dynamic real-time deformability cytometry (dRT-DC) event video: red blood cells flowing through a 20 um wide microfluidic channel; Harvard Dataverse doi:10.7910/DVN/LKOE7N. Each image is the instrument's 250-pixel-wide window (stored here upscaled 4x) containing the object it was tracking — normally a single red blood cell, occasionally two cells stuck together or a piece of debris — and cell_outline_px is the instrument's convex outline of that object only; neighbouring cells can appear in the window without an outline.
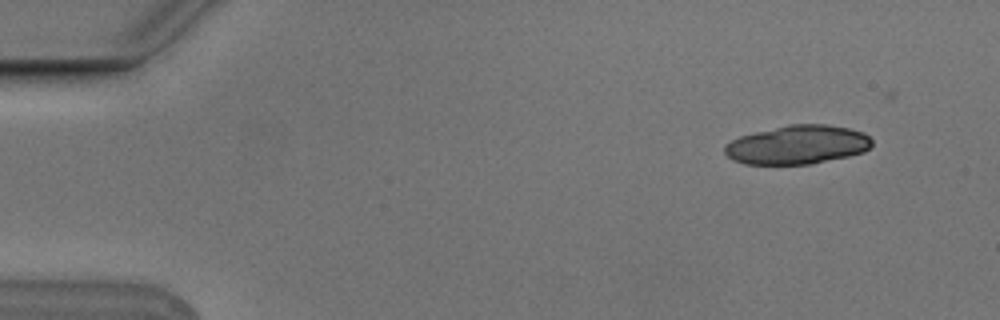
{"species": "Egyptian fruit bat (a non-hibernating species)", "species_latin": "Rousettus aegyptiacus", "temperature_condition": "cold", "stored_images_in_passage": 5, "camera_frame_rate_fps": 3000, "um_per_image_px": 0.085, "animal": {"sex": "male"}, "frame": {"image": 1, "passage_image": 1, "time_ms": 0.0, "image_size_px": [1000, 320], "cell_outline_px": [[872, 144], [864, 152], [848, 156], [812, 164], [744, 164], [732, 160], [724, 152], [724, 144], [740, 136], [788, 124], [824, 124], [848, 128], [864, 132], [872, 140]], "centroid_in_image_um": [67.77, 12.31], "position_along_channel_um": 17.2, "area_um2": 33.35}}